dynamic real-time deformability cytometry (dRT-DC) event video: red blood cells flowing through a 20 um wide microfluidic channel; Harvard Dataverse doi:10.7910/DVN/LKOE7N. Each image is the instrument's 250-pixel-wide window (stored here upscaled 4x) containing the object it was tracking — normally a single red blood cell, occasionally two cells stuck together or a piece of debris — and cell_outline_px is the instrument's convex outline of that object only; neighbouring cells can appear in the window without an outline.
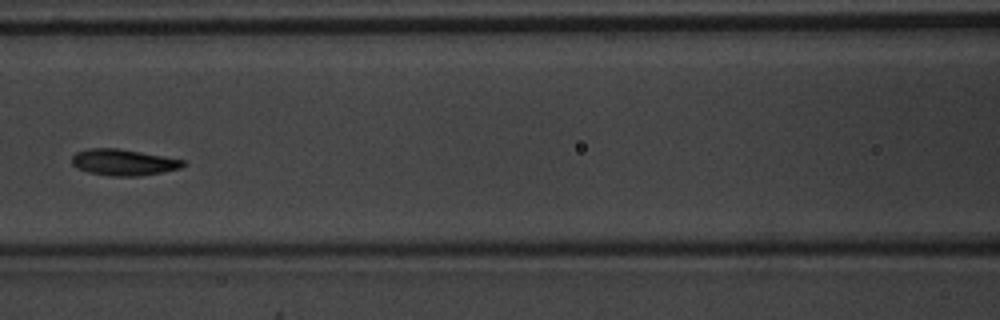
{"species": "common noctule bat (a hibernating species)", "species_latin": "Nyctalus noctula", "temperature_condition": "warm", "stored_images_in_passage": 6, "camera_frame_rate_fps": 3000, "um_per_image_px": 0.085, "animal": {"sex": "male", "body_mass_g": 20.1, "forearm_length_mm": 53.5}, "frame": {"image": 1, "passage_image": 6, "time_ms": 1.667, "image_size_px": [1000, 320], "cell_outline_px": [[188, 164], [180, 168], [160, 172], [136, 176], [112, 176], [88, 172], [72, 164], [72, 156], [76, 152], [88, 148], [116, 148], [164, 156], [184, 160]], "centroid_in_image_um": [10.5, 13.79], "position_along_channel_um": 156.1, "area_um2": 16.82}}